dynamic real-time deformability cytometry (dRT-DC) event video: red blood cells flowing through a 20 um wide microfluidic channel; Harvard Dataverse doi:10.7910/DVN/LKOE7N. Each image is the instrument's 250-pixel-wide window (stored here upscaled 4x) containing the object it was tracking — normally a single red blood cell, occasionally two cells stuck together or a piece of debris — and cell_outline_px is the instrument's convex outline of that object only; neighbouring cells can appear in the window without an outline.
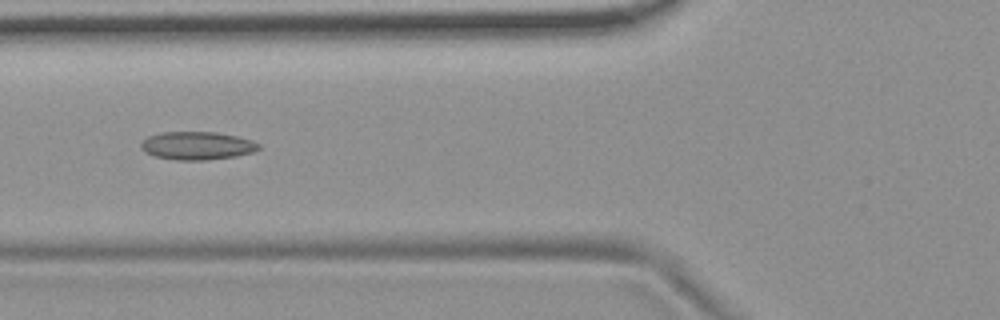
{"species": "common noctule bat (a hibernating species)", "species_latin": "Nyctalus noctula", "temperature_condition": "room temperature", "stored_images_in_passage": 7, "camera_frame_rate_fps": 3000, "um_per_image_px": 0.085, "animal": {"sex": "female", "body_mass_g": 19.9}, "frame": {"image": 1, "passage_image": 6, "time_ms": 1.667, "image_size_px": [1000, 320], "cell_outline_px": [[260, 148], [252, 152], [236, 156], [208, 160], [176, 160], [156, 156], [144, 152], [140, 148], [140, 144], [148, 136], [160, 132], [216, 132], [236, 136], [252, 140], [260, 144]], "centroid_in_image_um": [16.74, 12.38], "position_along_channel_um": 109.1, "area_um2": 19.31}}
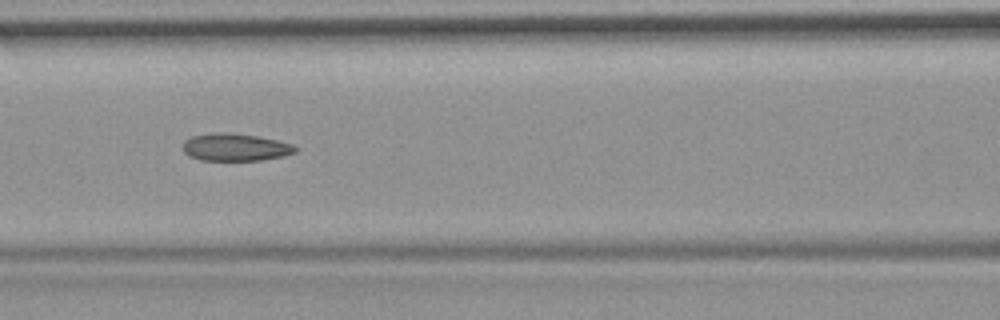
{"frame": {"image": 2, "passage_image": 7, "time_ms": 2.0, "image_size_px": [1000, 320], "cell_outline_px": [[296, 152], [284, 156], [260, 160], [200, 160], [188, 156], [184, 152], [184, 140], [192, 136], [212, 132], [224, 132], [256, 136], [276, 140], [292, 144], [296, 148]], "centroid_in_image_um": [19.97, 12.51], "position_along_channel_um": 146.6, "area_um2": 17.92}}